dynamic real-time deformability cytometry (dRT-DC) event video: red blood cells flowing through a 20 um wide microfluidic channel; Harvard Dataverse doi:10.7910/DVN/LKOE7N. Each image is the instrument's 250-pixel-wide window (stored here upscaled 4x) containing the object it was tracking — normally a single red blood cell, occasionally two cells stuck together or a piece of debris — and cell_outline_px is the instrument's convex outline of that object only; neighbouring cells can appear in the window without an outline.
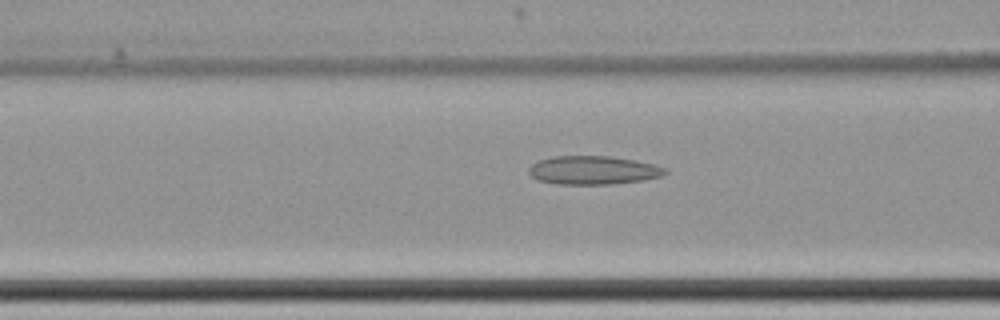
{"species": "common noctule bat (a hibernating species)", "species_latin": "Nyctalus noctula", "temperature_condition": "cold", "stored_images_in_passage": 62, "camera_frame_rate_fps": 3000, "um_per_image_px": 0.085, "animal": {"sex": "female", "body_mass_g": 22.7, "forearm_length_mm": 54.2}, "frame": {"image": 1, "passage_image": 27, "time_ms": 8.667, "image_size_px": [1000, 320], "cell_outline_px": [[668, 172], [660, 176], [644, 180], [612, 184], [556, 184], [536, 180], [528, 172], [528, 168], [532, 164], [540, 160], [552, 156], [612, 156], [652, 164], [668, 168]], "centroid_in_image_um": [50.4, 14.47], "position_along_channel_um": 116.2, "area_um2": 22.72}}
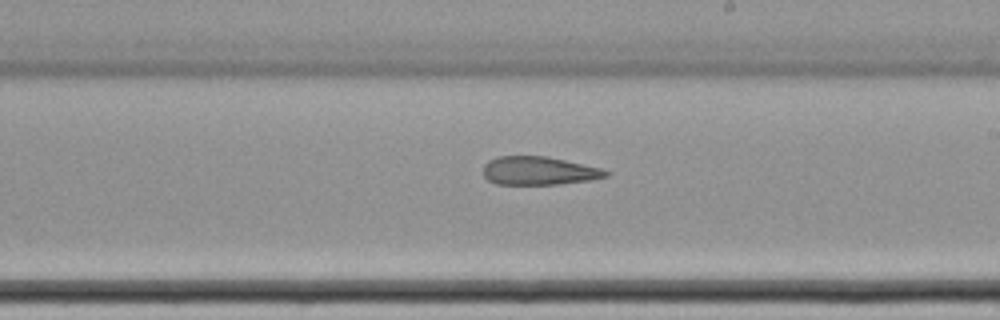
{"frame": {"image": 2, "passage_image": 38, "time_ms": 12.333, "image_size_px": [1000, 320], "cell_outline_px": [[612, 172], [608, 176], [592, 180], [560, 184], [496, 184], [488, 180], [484, 176], [484, 164], [488, 160], [496, 156], [544, 156], [604, 168]], "centroid_in_image_um": [45.84, 14.51], "position_along_channel_um": 243.2, "area_um2": 20.46}}
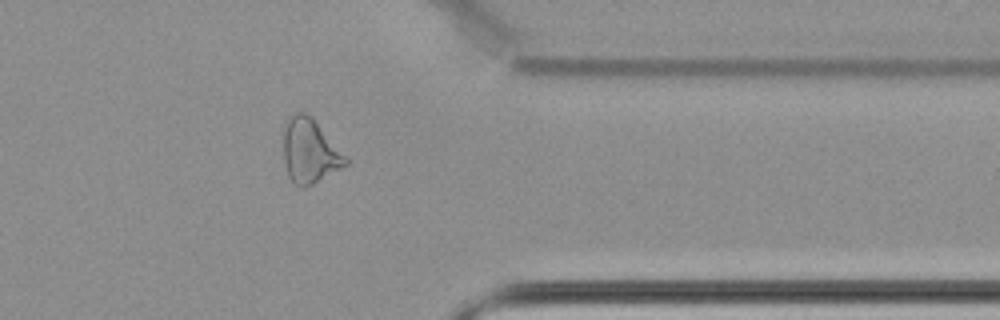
{"frame": {"image": 3, "passage_image": 51, "time_ms": 16.667, "image_size_px": [1000, 320], "cell_outline_px": [[348, 164], [312, 184], [304, 188], [300, 188], [292, 184], [288, 176], [284, 164], [284, 120], [288, 116], [296, 112], [304, 112], [312, 116], [348, 160]], "centroid_in_image_um": [26.27, 12.83], "position_along_channel_um": 385.1, "area_um2": 23.35}, "authors_computed_cell_mechanics": {"area_um2": 24.5361, "velocity_mm_per_s": 3.4626, "shape_relaxation_time_tau1_ms": null, "shape_relaxation_time_tau2_ms": 6.8461, "deformation_change_tau1": null, "deformation_change_tau2": 0.1854}}